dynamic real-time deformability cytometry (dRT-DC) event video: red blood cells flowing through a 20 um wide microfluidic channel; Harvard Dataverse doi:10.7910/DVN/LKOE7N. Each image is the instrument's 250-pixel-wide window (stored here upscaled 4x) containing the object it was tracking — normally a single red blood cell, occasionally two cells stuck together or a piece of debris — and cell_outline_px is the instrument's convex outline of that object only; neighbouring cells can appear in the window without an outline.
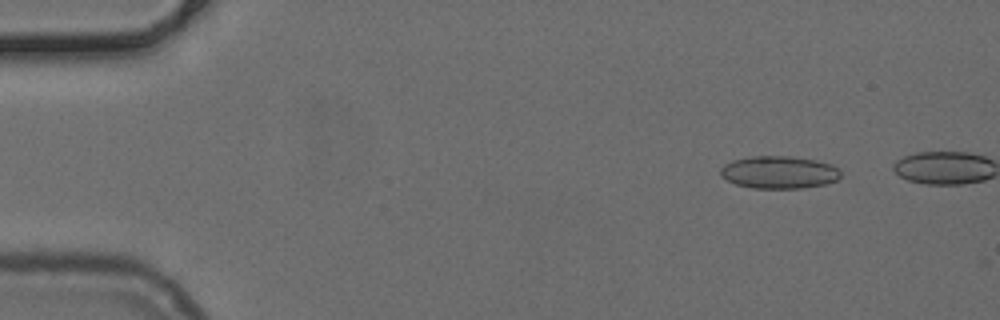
{"species": "common noctule bat (a hibernating species)", "species_latin": "Nyctalus noctula", "temperature_condition": "cold", "stored_images_in_passage": 5, "camera_frame_rate_fps": 3000, "um_per_image_px": 0.085, "animal": {"sex": "female", "body_mass_g": 24.6, "forearm_length_mm": 56.2}, "frame": {"image": 1, "passage_image": 1, "time_ms": 0.0, "image_size_px": [1000, 320], "cell_outline_px": [[840, 176], [836, 180], [824, 184], [804, 188], [752, 188], [736, 184], [728, 180], [720, 172], [720, 168], [724, 164], [732, 160], [752, 156], [788, 156], [816, 160], [832, 164], [840, 168]], "centroid_in_image_um": [66.24, 14.64], "position_along_channel_um": 18.8, "area_um2": 22.77}}